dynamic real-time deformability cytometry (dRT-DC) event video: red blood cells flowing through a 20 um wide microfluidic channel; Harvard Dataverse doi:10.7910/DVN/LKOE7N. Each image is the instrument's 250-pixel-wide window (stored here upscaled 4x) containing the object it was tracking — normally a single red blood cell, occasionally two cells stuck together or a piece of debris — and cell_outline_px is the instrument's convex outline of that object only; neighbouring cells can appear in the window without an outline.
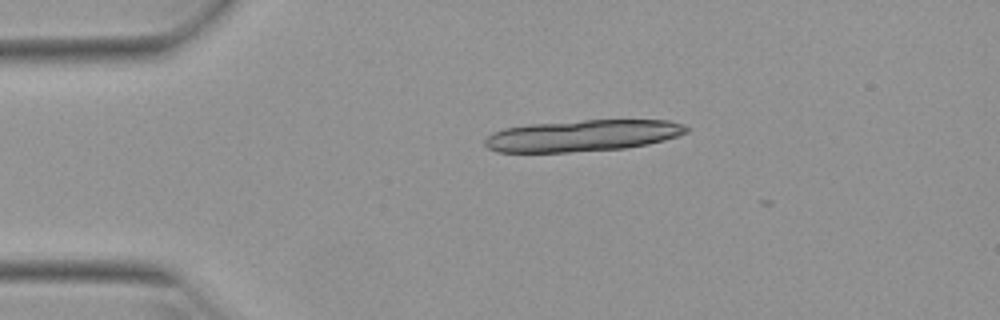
{"species": "Egyptian fruit bat (a non-hibernating species)", "species_latin": "Rousettus aegyptiacus", "temperature_condition": "warm", "stored_images_in_passage": 2, "camera_frame_rate_fps": 3000, "um_per_image_px": 0.085, "animal": {"sex": "female"}, "frame": {"image": 1, "passage_image": 1, "time_ms": 0.0, "image_size_px": [1000, 320], "cell_outline_px": [[692, 128], [688, 132], [680, 136], [648, 144], [624, 148], [568, 152], [496, 152], [488, 148], [484, 144], [484, 140], [492, 132], [504, 128], [528, 124], [584, 120], [668, 120], [684, 124]], "centroid_in_image_um": [49.54, 11.52], "position_along_channel_um": 35.5, "area_um2": 37.28}}